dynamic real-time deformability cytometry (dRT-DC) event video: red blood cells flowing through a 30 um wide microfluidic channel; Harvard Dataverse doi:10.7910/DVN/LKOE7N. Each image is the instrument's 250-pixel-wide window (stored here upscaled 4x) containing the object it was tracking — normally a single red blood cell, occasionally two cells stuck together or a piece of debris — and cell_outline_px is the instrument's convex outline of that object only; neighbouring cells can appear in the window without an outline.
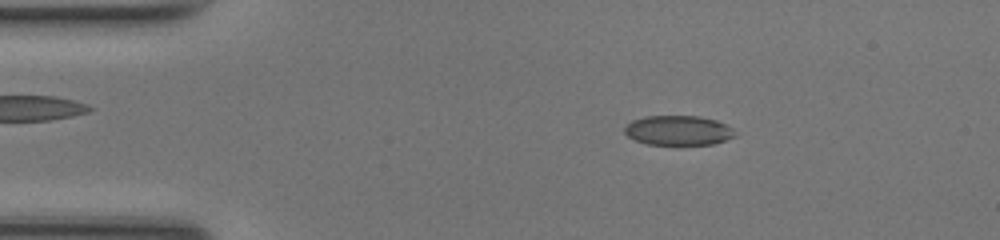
{"species": "common noctule bat (a hibernating species)", "species_latin": "Nyctalus noctula", "temperature_condition": "room temperature", "stored_images_in_passage": 48, "camera_frame_rate_fps": 3000, "um_per_image_px": 0.085, "animal": {"sex": "female", "body_mass_g": 17.0, "forearm_length_mm": 48.0}, "frame": {"image": 1, "passage_image": 8, "time_ms": 2.333, "image_size_px": [1000, 240], "cell_outline_px": [[736, 136], [712, 144], [648, 144], [636, 140], [628, 136], [624, 132], [624, 128], [632, 120], [644, 116], [700, 116], [716, 120], [728, 124], [736, 132]], "centroid_in_image_um": [57.68, 11.07], "position_along_channel_um": 27.3, "area_um2": 19.07}}
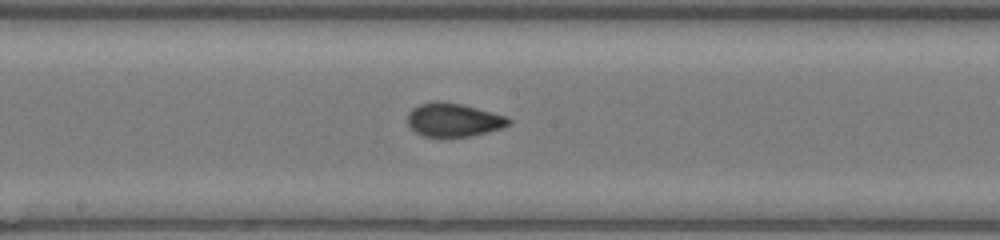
{"frame": {"image": 2, "passage_image": 25, "time_ms": 8.0, "image_size_px": [1000, 240], "cell_outline_px": [[512, 124], [488, 132], [472, 136], [424, 136], [416, 132], [408, 124], [408, 112], [412, 108], [420, 104], [432, 100], [440, 100], [460, 104], [508, 116], [512, 120]], "centroid_in_image_um": [38.57, 10.17], "position_along_channel_um": 209.6, "area_um2": 19.77}}
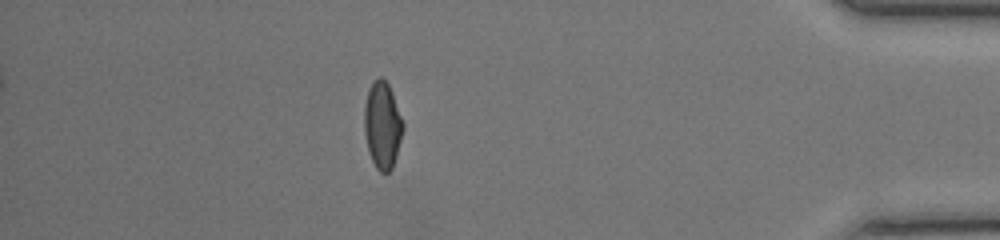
{"frame": {"image": 3, "passage_image": 42, "time_ms": 13.667, "image_size_px": [1000, 240], "cell_outline_px": [[404, 128], [396, 156], [392, 168], [388, 172], [380, 172], [376, 168], [368, 152], [364, 132], [364, 104], [368, 88], [380, 76], [388, 84], [392, 92], [404, 124]], "centroid_in_image_um": [32.49, 10.65], "position_along_channel_um": 402.7, "area_um2": 19.59}, "authors_computed_cell_mechanics": {"area_um2": 19.5942, "velocity_mm_per_s": 4.2684, "shape_relaxation_time_tau1_ms": null, "shape_relaxation_time_tau2_ms": 1.1116, "deformation_change_tau1": null, "deformation_change_tau2": 0.0579}}